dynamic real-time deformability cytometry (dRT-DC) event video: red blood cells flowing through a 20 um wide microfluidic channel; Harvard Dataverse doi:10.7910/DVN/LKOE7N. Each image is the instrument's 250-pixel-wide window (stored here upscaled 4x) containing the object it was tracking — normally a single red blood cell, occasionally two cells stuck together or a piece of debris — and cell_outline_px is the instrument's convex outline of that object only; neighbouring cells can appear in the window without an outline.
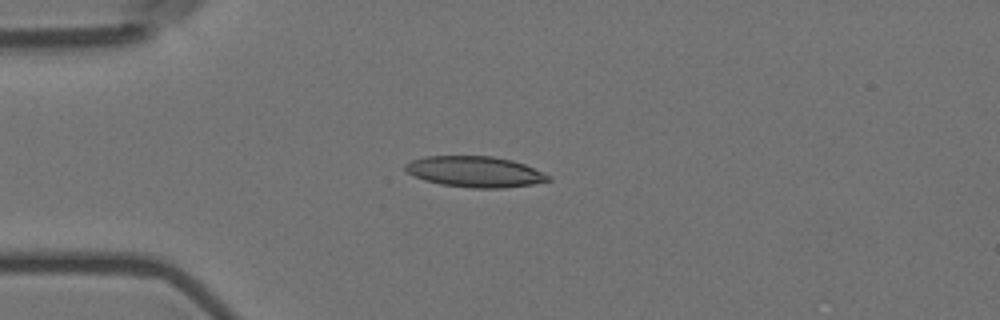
{"species": "Egyptian fruit bat (a non-hibernating species)", "species_latin": "Rousettus aegyptiacus", "temperature_condition": "room temperature", "stored_images_in_passage": 11, "camera_frame_rate_fps": 3000, "um_per_image_px": 0.085, "animal": {"sex": "female"}, "frame": {"image": 1, "passage_image": 4, "time_ms": 1.0, "image_size_px": [1000, 320], "cell_outline_px": [[552, 180], [532, 184], [504, 188], [472, 188], [440, 184], [424, 180], [408, 172], [404, 168], [404, 164], [412, 160], [424, 156], [492, 156], [512, 160], [524, 164], [552, 176]], "centroid_in_image_um": [40.39, 14.59], "position_along_channel_um": 44.6, "area_um2": 25.72}}
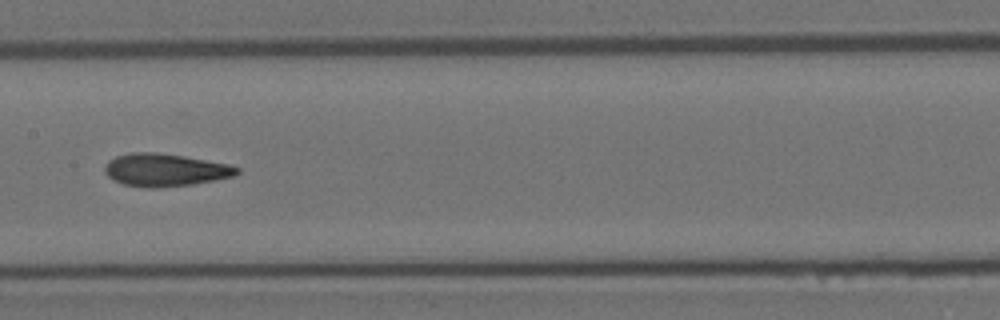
{"frame": {"image": 2, "passage_image": 8, "time_ms": 2.333, "image_size_px": [1000, 320], "cell_outline_px": [[240, 172], [236, 176], [192, 184], [156, 188], [148, 188], [124, 184], [112, 180], [104, 172], [104, 168], [108, 160], [116, 156], [132, 152], [152, 152], [184, 156], [232, 164], [240, 168]], "centroid_in_image_um": [14.06, 14.44], "position_along_channel_um": 193.3, "area_um2": 25.37}}
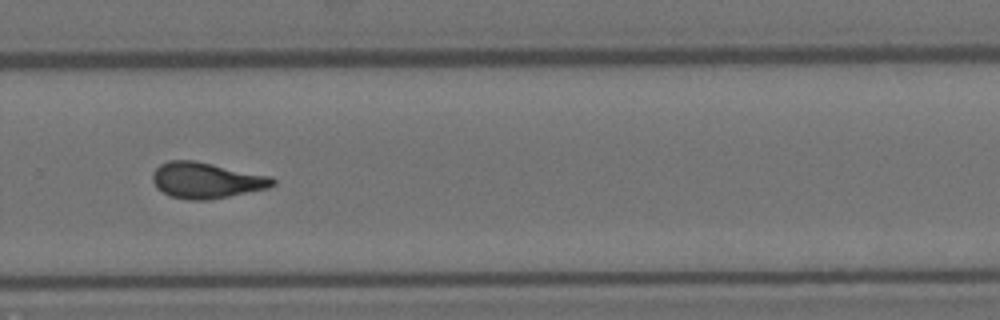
{"frame": {"image": 3, "passage_image": 11, "time_ms": 3.333, "image_size_px": [1000, 320], "cell_outline_px": [[276, 184], [268, 188], [208, 200], [188, 200], [168, 196], [156, 188], [152, 180], [152, 172], [160, 164], [168, 160], [192, 160], [272, 176], [276, 180]], "centroid_in_image_um": [17.51, 15.33], "position_along_channel_um": 312.3, "area_um2": 25.26}}